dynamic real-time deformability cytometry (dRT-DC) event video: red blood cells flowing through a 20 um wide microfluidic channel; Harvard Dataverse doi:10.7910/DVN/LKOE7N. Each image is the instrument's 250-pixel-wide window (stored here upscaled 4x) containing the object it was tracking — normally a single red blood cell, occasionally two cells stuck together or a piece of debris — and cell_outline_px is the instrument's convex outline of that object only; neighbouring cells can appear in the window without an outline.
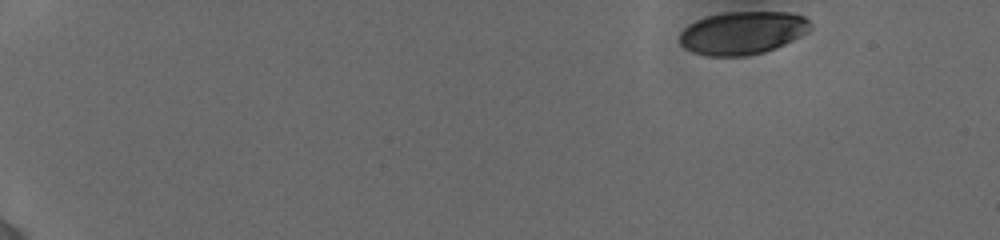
{"species": "human", "species_latin": "Homo sapiens", "temperature_condition": "cold", "stored_images_in_passage": 43, "camera_frame_rate_fps": 3000, "um_per_image_px": 0.085, "donor": {"sex": "female"}, "frame": {"image": 1, "passage_image": 1, "time_ms": 0.0, "image_size_px": [1000, 240], "cell_outline_px": [[812, 28], [808, 32], [776, 48], [764, 52], [748, 56], [708, 56], [692, 52], [684, 48], [680, 44], [680, 32], [688, 24], [696, 20], [708, 16], [728, 12], [788, 12], [804, 16], [812, 24]], "centroid_in_image_um": [63.12, 2.8], "position_along_channel_um": 21.9, "area_um2": 32.89}}
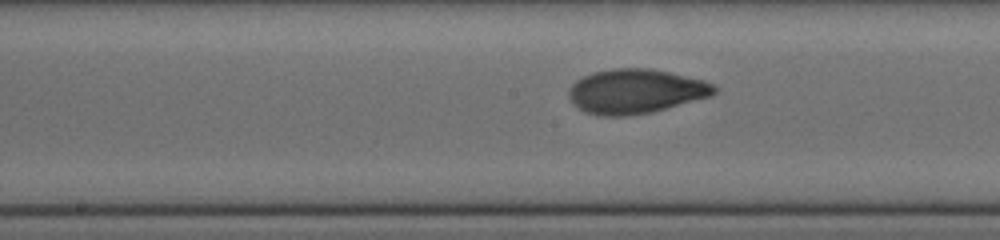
{"frame": {"image": 2, "passage_image": 23, "time_ms": 8.333, "image_size_px": [1000, 240], "cell_outline_px": [[720, 88], [712, 96], [652, 112], [628, 116], [596, 116], [584, 112], [568, 96], [568, 88], [576, 80], [592, 72], [612, 68], [648, 68], [668, 72], [704, 80], [716, 84]], "centroid_in_image_um": [54.05, 7.76], "position_along_channel_um": 194.1, "area_um2": 37.97}}
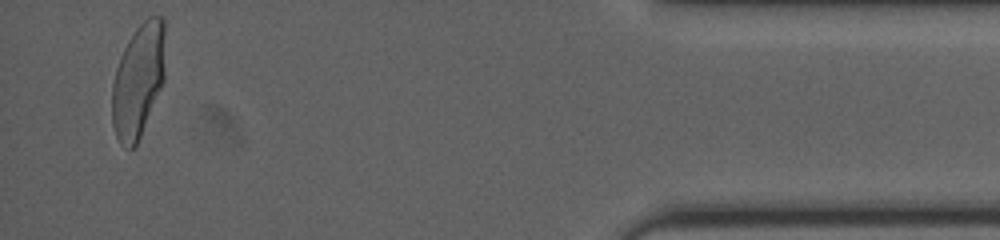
{"frame": {"image": 3, "passage_image": 43, "time_ms": 15.667, "image_size_px": [1000, 240], "cell_outline_px": [[164, 80], [140, 136], [136, 144], [132, 148], [128, 148], [120, 144], [116, 136], [112, 124], [112, 84], [116, 68], [120, 56], [128, 40], [136, 28], [148, 16], [164, 16]], "centroid_in_image_um": [11.74, 6.82], "position_along_channel_um": 423.5, "area_um2": 35.03}, "authors_computed_cell_mechanics": {"area_um2": 35.547, "velocity_mm_per_s": 3.8711, "shape_relaxation_time_tau1_ms": 3.293, "shape_relaxation_time_tau2_ms": 0.9386, "deformation_change_tau1": 0.1427, "deformation_change_tau2": 0.0481}}